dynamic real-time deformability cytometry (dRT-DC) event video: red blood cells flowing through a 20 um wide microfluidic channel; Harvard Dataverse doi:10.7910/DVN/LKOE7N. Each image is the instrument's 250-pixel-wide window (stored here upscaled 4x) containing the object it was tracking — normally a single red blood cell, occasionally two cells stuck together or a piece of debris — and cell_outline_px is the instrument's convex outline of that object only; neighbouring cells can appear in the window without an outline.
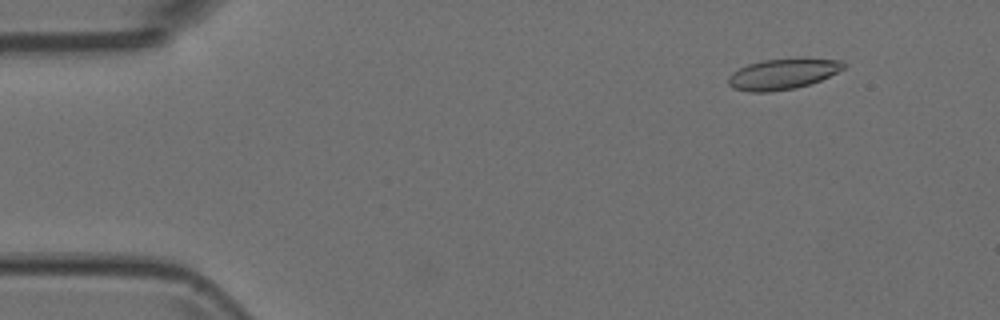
{"species": "Egyptian fruit bat (a non-hibernating species)", "species_latin": "Rousettus aegyptiacus", "temperature_condition": "room temperature", "stored_images_in_passage": 7, "camera_frame_rate_fps": 3000, "um_per_image_px": 0.085, "animal": {"sex": "female"}, "frame": {"image": 1, "passage_image": 2, "time_ms": 0.333, "image_size_px": [1000, 320], "cell_outline_px": [[844, 68], [820, 80], [796, 88], [772, 92], [748, 92], [732, 88], [728, 84], [728, 76], [732, 72], [748, 64], [764, 60], [840, 60], [844, 64]], "centroid_in_image_um": [66.43, 6.34], "position_along_channel_um": 18.6, "area_um2": 19.94}}
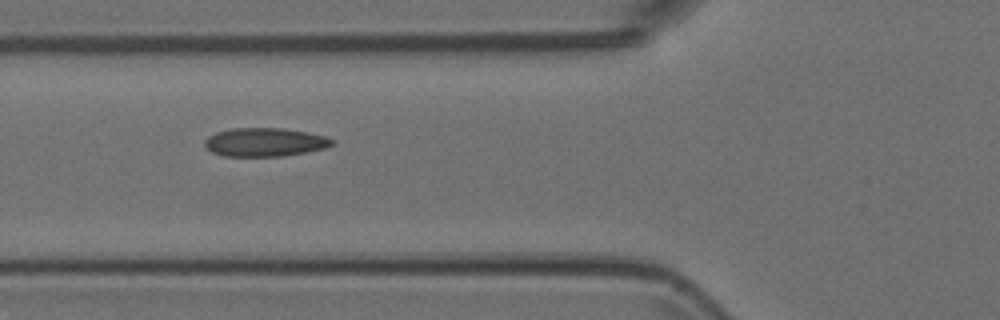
{"frame": {"image": 2, "passage_image": 6, "time_ms": 1.667, "image_size_px": [1000, 320], "cell_outline_px": [[336, 144], [328, 148], [284, 156], [224, 156], [212, 152], [204, 144], [204, 140], [208, 136], [216, 132], [232, 128], [284, 128], [308, 132], [328, 136], [336, 140]], "centroid_in_image_um": [22.59, 12.08], "position_along_channel_um": 103.2, "area_um2": 21.56}}
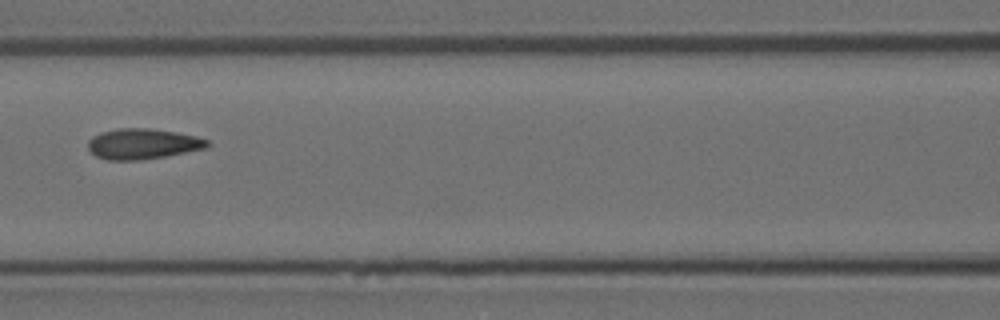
{"frame": {"image": 3, "passage_image": 7, "time_ms": 2.0, "image_size_px": [1000, 320], "cell_outline_px": [[212, 144], [208, 148], [164, 156], [136, 160], [108, 160], [96, 156], [88, 148], [88, 140], [92, 136], [100, 132], [116, 128], [148, 128], [176, 132], [196, 136], [208, 140]], "centroid_in_image_um": [12.14, 12.22], "position_along_channel_um": 154.5, "area_um2": 21.27}}